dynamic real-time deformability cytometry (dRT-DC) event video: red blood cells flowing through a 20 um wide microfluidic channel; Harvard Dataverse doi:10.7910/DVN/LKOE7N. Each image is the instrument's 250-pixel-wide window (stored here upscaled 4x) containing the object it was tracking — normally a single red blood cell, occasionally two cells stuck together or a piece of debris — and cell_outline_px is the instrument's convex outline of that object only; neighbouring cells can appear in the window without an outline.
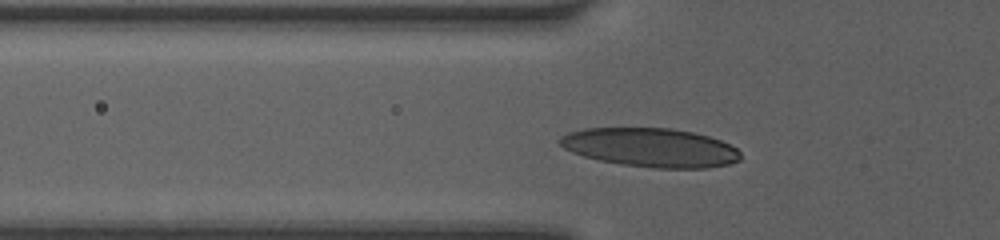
{"species": "human", "species_latin": "Homo sapiens", "temperature_condition": "room temperature", "stored_images_in_passage": 16, "camera_frame_rate_fps": 3000, "um_per_image_px": 0.085, "donor": {"sex": "female"}, "frame": {"image": 1, "passage_image": 2, "time_ms": 0.333, "image_size_px": [1000, 240], "cell_outline_px": [[740, 160], [728, 164], [704, 168], [656, 168], [620, 164], [600, 160], [584, 156], [572, 152], [564, 148], [560, 144], [560, 136], [568, 132], [584, 128], [672, 128], [692, 132], [708, 136], [720, 140], [736, 148], [740, 152]], "centroid_in_image_um": [55.29, 12.53], "position_along_channel_um": 70.5, "area_um2": 40.81}}
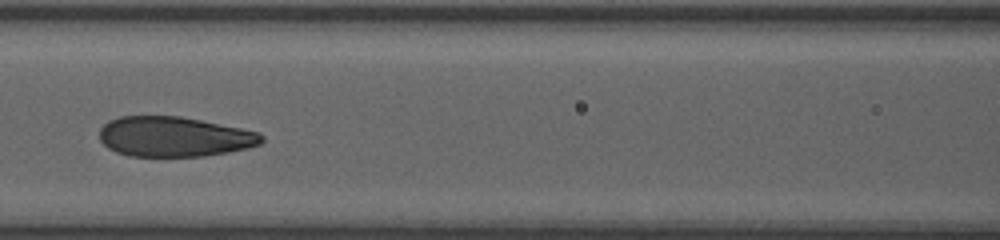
{"frame": {"image": 2, "passage_image": 11, "time_ms": 2.333, "image_size_px": [1000, 240], "cell_outline_px": [[264, 140], [260, 144], [248, 148], [228, 152], [204, 156], [128, 156], [116, 152], [108, 148], [100, 140], [100, 128], [108, 120], [120, 116], [180, 116], [260, 132], [264, 136]], "centroid_in_image_um": [14.8, 11.62], "position_along_channel_um": 151.8, "area_um2": 37.92}}
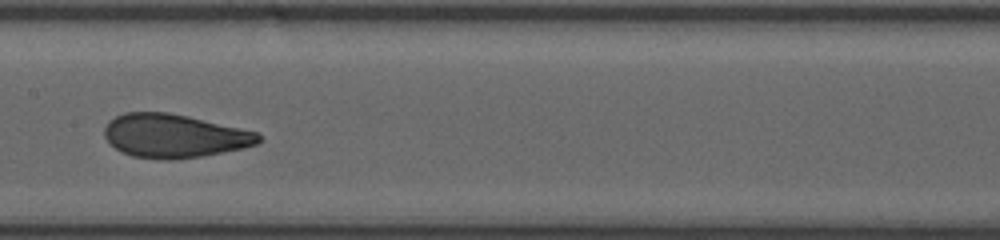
{"frame": {"image": 3, "passage_image": 15, "time_ms": 3.333, "image_size_px": [1000, 240], "cell_outline_px": [[264, 140], [256, 144], [244, 148], [200, 156], [168, 160], [132, 156], [116, 148], [104, 136], [104, 128], [108, 120], [124, 112], [168, 112], [188, 116], [240, 128], [256, 132]], "centroid_in_image_um": [14.8, 11.54], "position_along_channel_um": 192.6, "area_um2": 38.9}}